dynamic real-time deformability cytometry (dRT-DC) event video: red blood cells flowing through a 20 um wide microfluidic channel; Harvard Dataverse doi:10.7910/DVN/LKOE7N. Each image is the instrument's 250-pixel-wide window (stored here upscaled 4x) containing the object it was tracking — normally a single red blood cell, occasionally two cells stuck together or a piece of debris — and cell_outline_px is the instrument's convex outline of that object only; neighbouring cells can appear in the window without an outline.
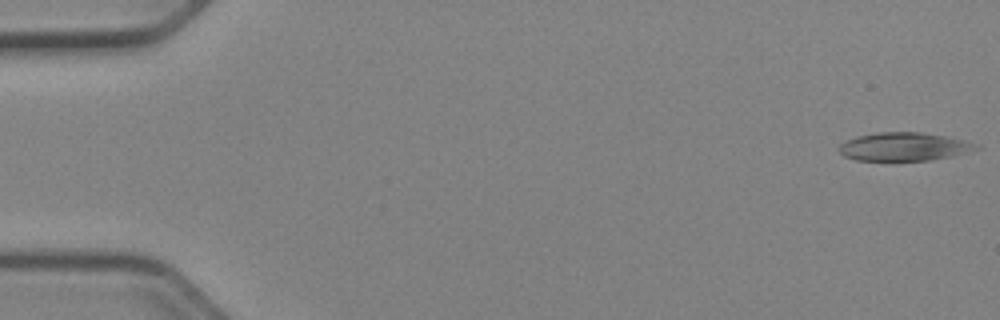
{"species": "Egyptian fruit bat (a non-hibernating species)", "species_latin": "Rousettus aegyptiacus", "temperature_condition": "cold", "stored_images_in_passage": 20, "camera_frame_rate_fps": 3000, "um_per_image_px": 0.085, "animal": {"sex": "female"}, "frame": {"image": 1, "passage_image": 1, "time_ms": 0.0, "image_size_px": [1000, 320], "cell_outline_px": [[980, 148], [948, 156], [928, 160], [856, 160], [844, 156], [840, 152], [840, 144], [856, 136], [876, 132], [920, 132], [944, 136], [964, 140], [980, 144]], "centroid_in_image_um": [76.82, 12.45], "position_along_channel_um": 8.2, "area_um2": 22.25}}
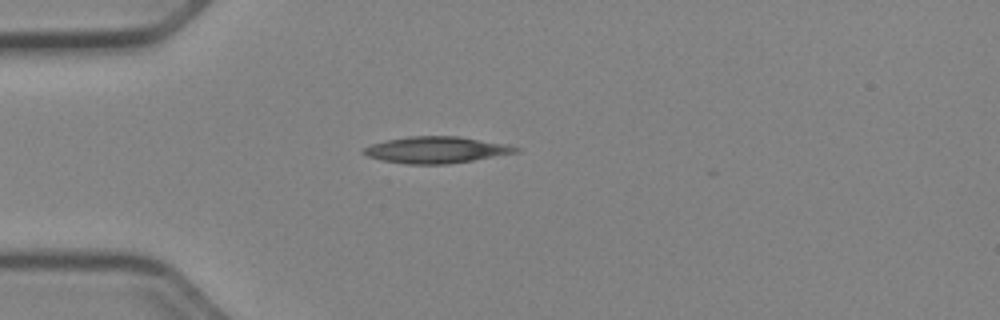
{"frame": {"image": 2, "passage_image": 14, "time_ms": 4.333, "image_size_px": [1000, 320], "cell_outline_px": [[520, 152], [448, 164], [404, 164], [380, 160], [368, 156], [360, 152], [364, 148], [372, 144], [388, 140], [408, 136], [460, 136], [508, 144], [520, 148]], "centroid_in_image_um": [37.09, 12.74], "position_along_channel_um": 47.9, "area_um2": 23.58}}
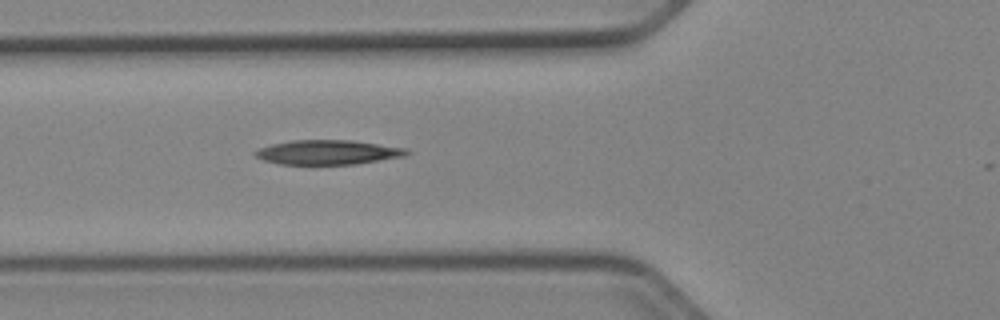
{"frame": {"image": 3, "passage_image": 19, "time_ms": 6.0, "image_size_px": [1000, 320], "cell_outline_px": [[412, 152], [404, 156], [356, 164], [280, 164], [264, 160], [256, 156], [252, 152], [260, 148], [272, 144], [292, 140], [352, 140], [404, 148]], "centroid_in_image_um": [27.86, 12.94], "position_along_channel_um": 97.9, "area_um2": 21.44}}